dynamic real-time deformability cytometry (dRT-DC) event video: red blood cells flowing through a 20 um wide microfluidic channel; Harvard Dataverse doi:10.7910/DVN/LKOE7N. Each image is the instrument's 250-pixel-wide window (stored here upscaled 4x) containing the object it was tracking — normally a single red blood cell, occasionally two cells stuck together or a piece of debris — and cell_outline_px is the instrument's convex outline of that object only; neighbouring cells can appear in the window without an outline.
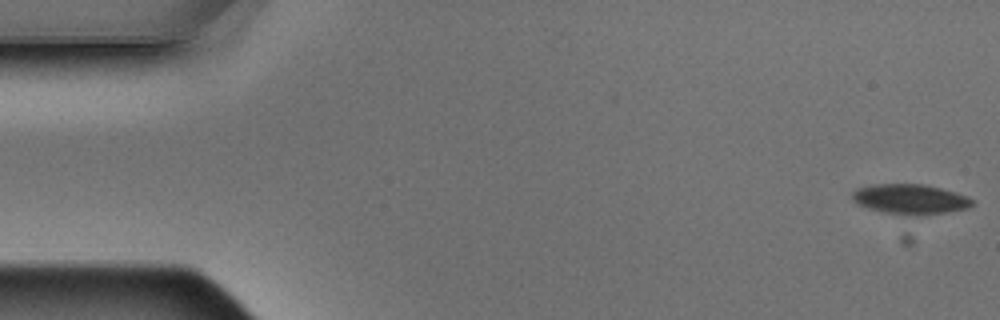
{"species": "Egyptian fruit bat (a non-hibernating species)", "species_latin": "Rousettus aegyptiacus", "temperature_condition": "warm", "stored_images_in_passage": 6, "camera_frame_rate_fps": 3000, "um_per_image_px": 0.085, "animal": {"sex": "male"}, "frame": {"image": 1, "passage_image": 1, "time_ms": 0.0, "image_size_px": [1000, 320], "cell_outline_px": [[976, 204], [968, 208], [920, 216], [908, 216], [884, 212], [868, 208], [856, 204], [852, 200], [852, 192], [856, 188], [872, 184], [924, 184], [956, 192], [968, 196], [976, 200]], "centroid_in_image_um": [77.38, 16.93], "position_along_channel_um": 7.6, "area_um2": 21.39}}
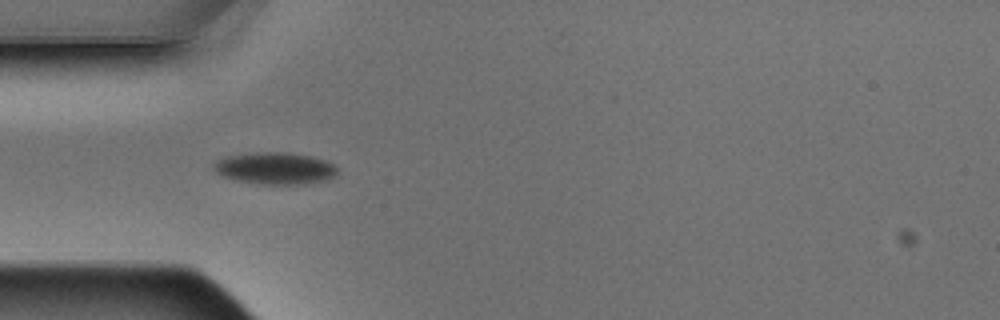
{"frame": {"image": 2, "passage_image": 5, "time_ms": 1.333, "image_size_px": [1000, 320], "cell_outline_px": [[336, 176], [324, 180], [300, 184], [260, 184], [236, 180], [220, 176], [212, 168], [212, 164], [216, 160], [228, 156], [256, 152], [284, 152], [312, 156], [324, 160], [332, 164], [336, 168]], "centroid_in_image_um": [23.32, 14.3], "position_along_channel_um": 61.7, "area_um2": 22.95}}
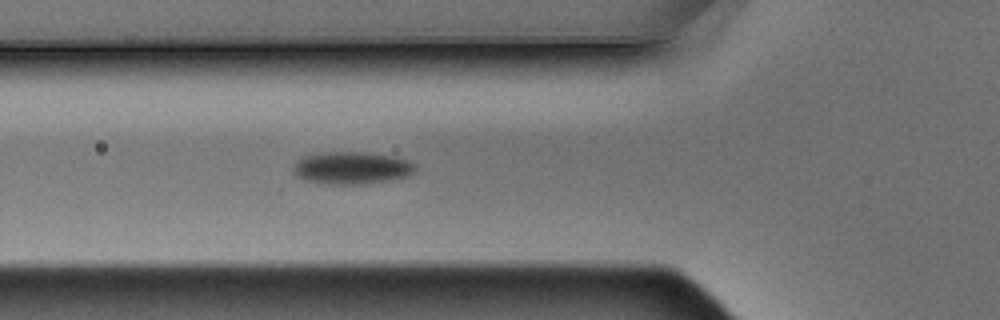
{"frame": {"image": 3, "passage_image": 6, "time_ms": 1.667, "image_size_px": [1000, 320], "cell_outline_px": [[416, 168], [408, 176], [388, 180], [364, 184], [328, 184], [304, 180], [292, 172], [292, 164], [296, 160], [304, 156], [324, 152], [364, 152], [392, 156], [408, 160], [416, 164]], "centroid_in_image_um": [29.86, 14.27], "position_along_channel_um": 95.9, "area_um2": 23.12}}